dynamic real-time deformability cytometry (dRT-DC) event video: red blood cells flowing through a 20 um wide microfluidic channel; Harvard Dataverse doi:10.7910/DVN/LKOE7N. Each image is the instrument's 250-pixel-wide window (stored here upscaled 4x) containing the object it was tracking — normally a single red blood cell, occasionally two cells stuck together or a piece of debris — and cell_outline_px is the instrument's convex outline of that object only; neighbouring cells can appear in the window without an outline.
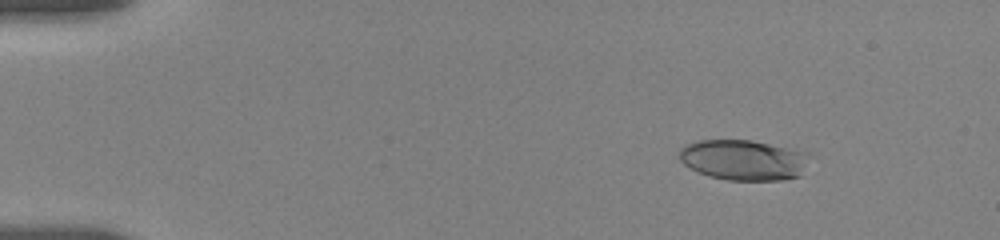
{"species": "human", "species_latin": "Homo sapiens", "temperature_condition": "room temperature", "stored_images_in_passage": 22, "camera_frame_rate_fps": 3000, "um_per_image_px": 0.085, "donor": {"sex": "female"}, "frame": {"image": 1, "passage_image": 8, "time_ms": 2.333, "image_size_px": [1000, 240], "cell_outline_px": [[808, 152], [800, 176], [784, 180], [728, 180], [708, 176], [684, 164], [676, 156], [680, 148], [684, 144], [696, 140], [752, 140]], "centroid_in_image_um": [63.13, 13.58], "position_along_channel_um": 21.9, "area_um2": 30.69}}
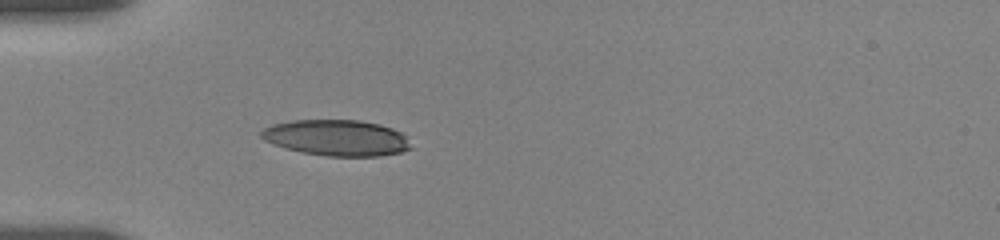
{"frame": {"image": 2, "passage_image": 15, "time_ms": 5.667, "image_size_px": [1000, 240], "cell_outline_px": [[412, 148], [400, 152], [380, 156], [328, 156], [304, 152], [284, 148], [264, 140], [260, 136], [260, 132], [264, 128], [272, 124], [292, 120], [360, 120], [380, 124], [392, 128], [408, 136]], "centroid_in_image_um": [28.63, 11.7], "position_along_channel_um": 56.4, "area_um2": 31.5}}
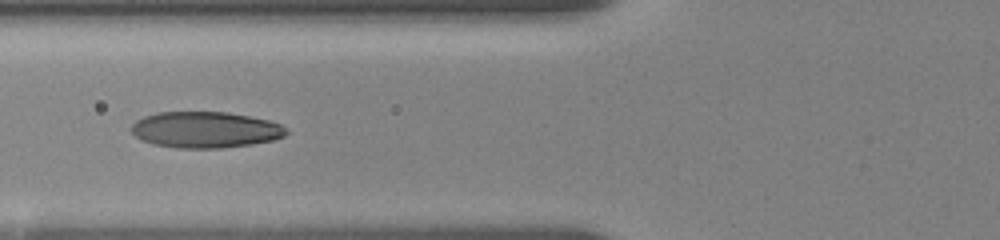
{"frame": {"image": 3, "passage_image": 20, "time_ms": 7.333, "image_size_px": [1000, 240], "cell_outline_px": [[288, 132], [284, 136], [272, 140], [252, 144], [220, 148], [180, 148], [152, 144], [136, 136], [132, 132], [132, 124], [136, 120], [144, 116], [156, 112], [228, 112], [268, 120], [280, 124]], "centroid_in_image_um": [17.44, 11.02], "position_along_channel_um": 108.4, "area_um2": 32.48}}